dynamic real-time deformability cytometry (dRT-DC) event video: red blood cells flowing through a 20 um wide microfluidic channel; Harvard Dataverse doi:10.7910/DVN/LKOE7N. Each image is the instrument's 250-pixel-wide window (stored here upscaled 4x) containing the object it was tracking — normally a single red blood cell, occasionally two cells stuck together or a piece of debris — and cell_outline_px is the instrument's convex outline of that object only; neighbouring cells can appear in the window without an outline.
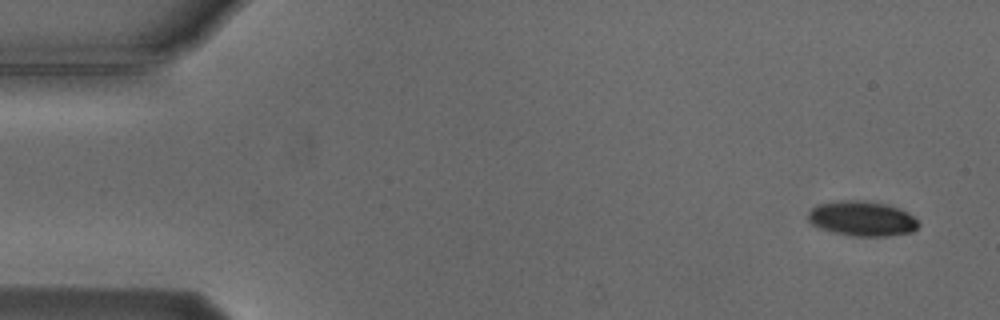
{"species": "Egyptian fruit bat (a non-hibernating species)", "species_latin": "Rousettus aegyptiacus", "temperature_condition": "cold", "stored_images_in_passage": 4, "camera_frame_rate_fps": 3000, "um_per_image_px": 0.085, "animal": {"sex": "male"}, "frame": {"image": 1, "passage_image": 1, "time_ms": 0.0, "image_size_px": [1000, 320], "cell_outline_px": [[920, 224], [912, 232], [884, 236], [852, 236], [832, 232], [820, 228], [812, 224], [808, 220], [808, 212], [816, 204], [836, 200], [864, 200], [888, 204], [900, 208], [908, 212]], "centroid_in_image_um": [73.25, 18.56], "position_along_channel_um": 11.7, "area_um2": 22.72}}
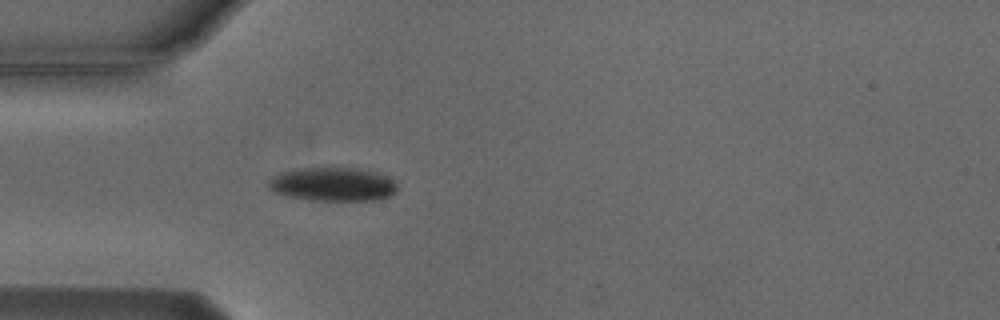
{"frame": {"image": 2, "passage_image": 4, "time_ms": 4.333, "image_size_px": [1000, 320], "cell_outline_px": [[396, 192], [380, 200], [308, 200], [288, 196], [272, 192], [268, 188], [268, 180], [272, 176], [280, 172], [304, 168], [356, 168], [372, 172], [384, 176], [392, 180], [396, 184]], "centroid_in_image_um": [28.22, 15.67], "position_along_channel_um": 56.8, "area_um2": 25.14}}